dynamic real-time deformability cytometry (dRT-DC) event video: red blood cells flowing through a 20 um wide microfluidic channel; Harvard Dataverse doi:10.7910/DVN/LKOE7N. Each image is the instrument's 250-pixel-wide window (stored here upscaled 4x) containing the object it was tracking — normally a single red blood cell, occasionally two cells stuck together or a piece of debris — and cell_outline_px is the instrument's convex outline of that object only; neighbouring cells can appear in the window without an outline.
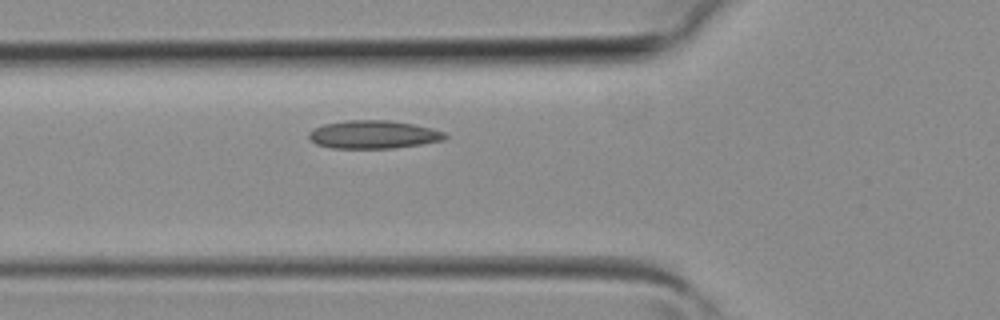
{"species": "common noctule bat (a hibernating species)", "species_latin": "Nyctalus noctula", "temperature_condition": "room temperature", "stored_images_in_passage": 4, "camera_frame_rate_fps": 3000, "um_per_image_px": 0.085, "animal": {"sex": "female", "body_mass_g": 19.3, "forearm_length_mm": 54.1}, "frame": {"image": 1, "passage_image": 4, "time_ms": 1.0, "image_size_px": [1000, 320], "cell_outline_px": [[448, 136], [444, 140], [420, 144], [392, 148], [332, 148], [316, 144], [308, 136], [308, 132], [312, 128], [324, 124], [348, 120], [388, 120], [412, 124], [432, 128], [444, 132]], "centroid_in_image_um": [31.72, 11.43], "position_along_channel_um": 94.1, "area_um2": 22.25}}